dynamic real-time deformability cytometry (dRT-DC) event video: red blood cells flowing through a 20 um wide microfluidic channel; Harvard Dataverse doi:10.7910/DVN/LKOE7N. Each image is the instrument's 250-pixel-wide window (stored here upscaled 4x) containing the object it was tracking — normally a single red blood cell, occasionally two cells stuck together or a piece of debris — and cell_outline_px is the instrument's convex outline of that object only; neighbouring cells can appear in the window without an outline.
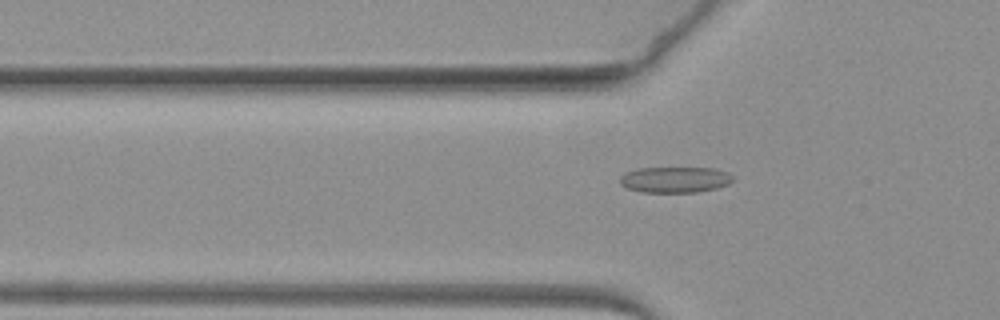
{"species": "common noctule bat (a hibernating species)", "species_latin": "Nyctalus noctula", "temperature_condition": "warm", "stored_images_in_passage": 65, "camera_frame_rate_fps": 3000, "um_per_image_px": 0.085, "animal": {"sex": "female", "body_mass_g": 19.3, "forearm_length_mm": 54.1}, "frame": {"image": 1, "passage_image": 22, "time_ms": 7.0, "image_size_px": [1000, 320], "cell_outline_px": [[732, 180], [728, 184], [716, 188], [696, 192], [640, 192], [628, 188], [620, 184], [620, 176], [624, 172], [636, 168], [716, 168], [728, 172], [732, 176]], "centroid_in_image_um": [57.34, 15.26], "position_along_channel_um": 68.5, "area_um2": 17.11}}
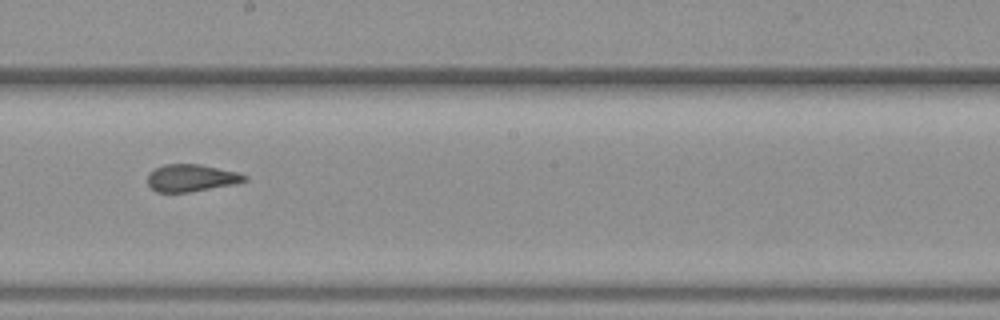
{"frame": {"image": 2, "passage_image": 37, "time_ms": 12.0, "image_size_px": [1000, 320], "cell_outline_px": [[248, 180], [236, 184], [188, 192], [156, 192], [148, 184], [148, 172], [164, 164], [200, 164], [236, 172], [248, 176]], "centroid_in_image_um": [16.26, 15.12], "position_along_channel_um": 231.9, "area_um2": 15.37}}
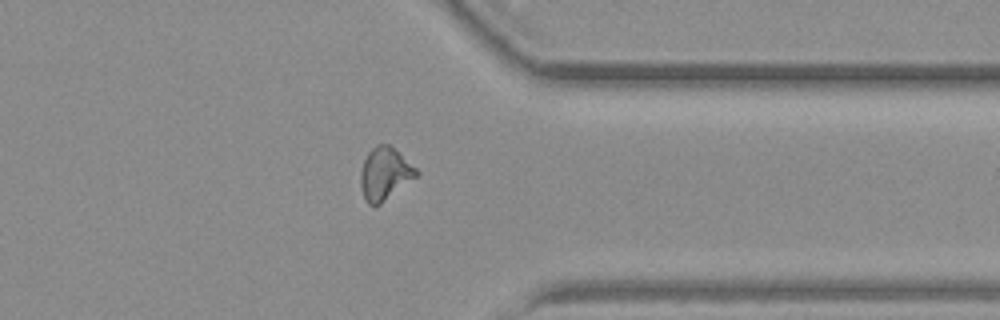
{"frame": {"image": 3, "passage_image": 51, "time_ms": 16.667, "image_size_px": [1000, 320], "cell_outline_px": [[420, 172], [416, 176], [380, 204], [368, 204], [364, 200], [360, 184], [360, 172], [364, 160], [368, 152], [376, 144], [388, 144], [416, 168]], "centroid_in_image_um": [32.67, 14.76], "position_along_channel_um": 378.7, "area_um2": 16.7}}